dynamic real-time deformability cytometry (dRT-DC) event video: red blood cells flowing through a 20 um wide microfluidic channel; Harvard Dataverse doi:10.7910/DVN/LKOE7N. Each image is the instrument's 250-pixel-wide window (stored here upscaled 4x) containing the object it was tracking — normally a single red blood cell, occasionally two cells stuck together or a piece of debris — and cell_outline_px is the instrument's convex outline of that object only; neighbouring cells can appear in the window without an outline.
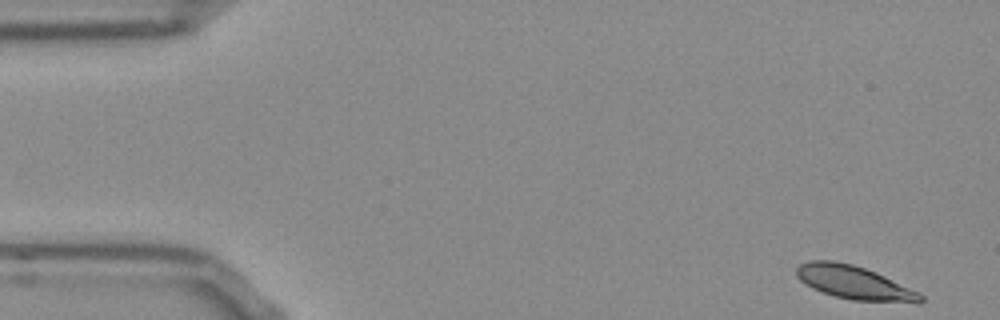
{"species": "Egyptian fruit bat (a non-hibernating species)", "species_latin": "Rousettus aegyptiacus", "temperature_condition": "room temperature", "stored_images_in_passage": 51, "camera_frame_rate_fps": 3000, "um_per_image_px": 0.085, "frame": {"image": 1, "passage_image": 1, "time_ms": 0.0, "image_size_px": [1000, 320], "cell_outline_px": [[924, 300], [920, 304], [852, 300], [832, 296], [812, 288], [804, 284], [796, 276], [796, 268], [800, 264], [812, 260], [832, 260], [852, 264], [864, 268], [884, 276], [920, 292], [924, 296]], "centroid_in_image_um": [72.64, 24.05], "position_along_channel_um": 12.4, "area_um2": 24.51}}
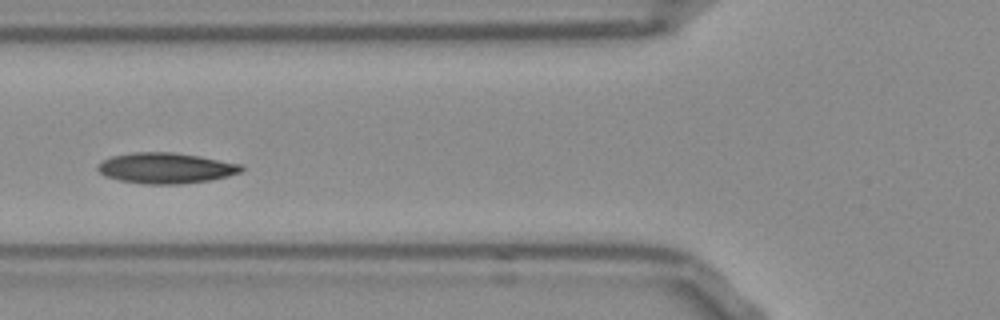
{"frame": {"image": 2, "passage_image": 18, "time_ms": 5.667, "image_size_px": [1000, 320], "cell_outline_px": [[244, 168], [240, 172], [228, 176], [208, 180], [180, 184], [144, 184], [120, 180], [104, 176], [96, 168], [104, 160], [112, 156], [132, 152], [172, 152], [200, 156], [244, 164]], "centroid_in_image_um": [14.12, 14.28], "position_along_channel_um": 111.7, "area_um2": 25.66}}
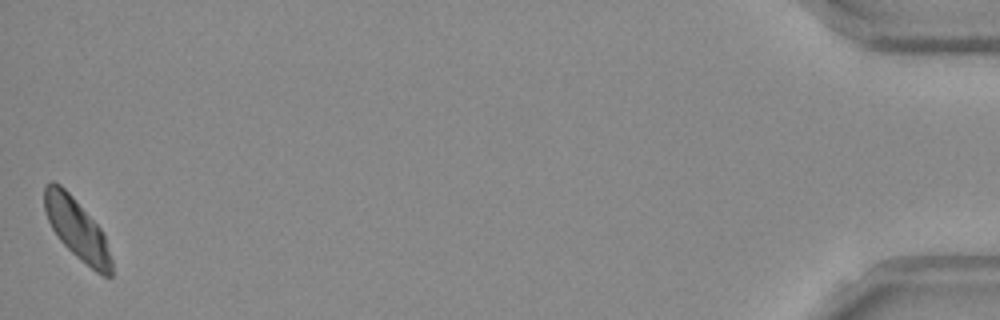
{"frame": {"image": 3, "passage_image": 51, "time_ms": 16.667, "image_size_px": [1000, 320], "cell_outline_px": [[112, 276], [104, 276], [96, 272], [76, 256], [60, 240], [52, 228], [48, 220], [44, 208], [44, 188], [52, 180], [60, 184], [72, 196], [100, 228], [104, 236], [112, 260]], "centroid_in_image_um": [6.53, 19.47], "position_along_channel_um": 428.7, "area_um2": 23.24}, "authors_computed_cell_mechanics": {"area_um2": 24.3338, "velocity_mm_per_s": 3.7787, "shape_relaxation_time_tau1_ms": 3.5248, "shape_relaxation_time_tau2_ms": 10.1194, "deformation_change_tau1": 0.0912, "deformation_change_tau2": 0.1197}}